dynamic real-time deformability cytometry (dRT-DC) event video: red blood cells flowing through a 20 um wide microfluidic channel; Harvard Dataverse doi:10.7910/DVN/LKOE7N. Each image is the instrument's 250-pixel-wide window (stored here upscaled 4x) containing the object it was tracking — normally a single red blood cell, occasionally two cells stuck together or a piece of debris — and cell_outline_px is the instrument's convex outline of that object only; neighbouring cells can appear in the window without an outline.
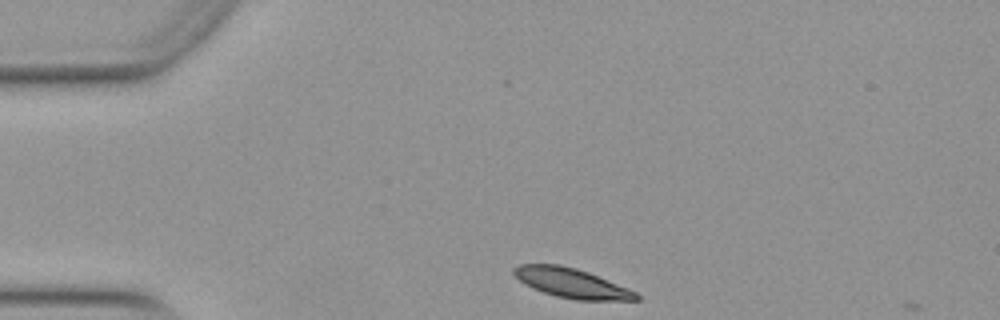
{"species": "Egyptian fruit bat (a non-hibernating species)", "species_latin": "Rousettus aegyptiacus", "temperature_condition": "warm", "stored_images_in_passage": 3, "camera_frame_rate_fps": 3000, "um_per_image_px": 0.085, "animal": {"sex": "female"}, "frame": {"image": 1, "passage_image": 1, "time_ms": 0.0, "image_size_px": [1000, 320], "cell_outline_px": [[640, 300], [576, 300], [556, 296], [532, 288], [524, 284], [512, 272], [512, 268], [520, 264], [560, 264], [576, 268], [588, 272], [628, 288], [636, 292], [640, 296]], "centroid_in_image_um": [48.58, 24.06], "position_along_channel_um": 36.4, "area_um2": 21.04}}